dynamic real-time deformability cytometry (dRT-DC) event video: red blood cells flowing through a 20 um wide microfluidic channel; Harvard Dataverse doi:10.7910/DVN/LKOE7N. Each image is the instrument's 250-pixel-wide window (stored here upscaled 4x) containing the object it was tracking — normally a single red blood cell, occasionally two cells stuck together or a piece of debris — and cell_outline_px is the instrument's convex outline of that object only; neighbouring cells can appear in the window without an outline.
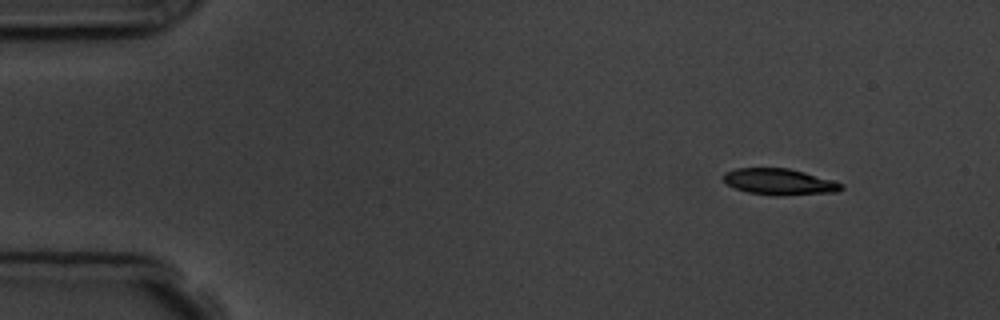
{"species": "common noctule bat (a hibernating species)", "species_latin": "Nyctalus noctula", "temperature_condition": "room temperature", "stored_images_in_passage": 3, "camera_frame_rate_fps": 3000, "um_per_image_px": 0.085, "animal": {"sex": "male", "body_mass_g": 19.5, "forearm_length_mm": 54.6}, "frame": {"image": 1, "passage_image": 1, "time_ms": 0.0, "image_size_px": [1000, 320], "cell_outline_px": [[844, 188], [836, 192], [780, 196], [776, 196], [748, 192], [736, 188], [728, 184], [724, 180], [724, 172], [736, 168], [788, 168], [804, 172], [832, 180], [844, 184]], "centroid_in_image_um": [66.27, 15.45], "position_along_channel_um": 18.7, "area_um2": 17.98}}